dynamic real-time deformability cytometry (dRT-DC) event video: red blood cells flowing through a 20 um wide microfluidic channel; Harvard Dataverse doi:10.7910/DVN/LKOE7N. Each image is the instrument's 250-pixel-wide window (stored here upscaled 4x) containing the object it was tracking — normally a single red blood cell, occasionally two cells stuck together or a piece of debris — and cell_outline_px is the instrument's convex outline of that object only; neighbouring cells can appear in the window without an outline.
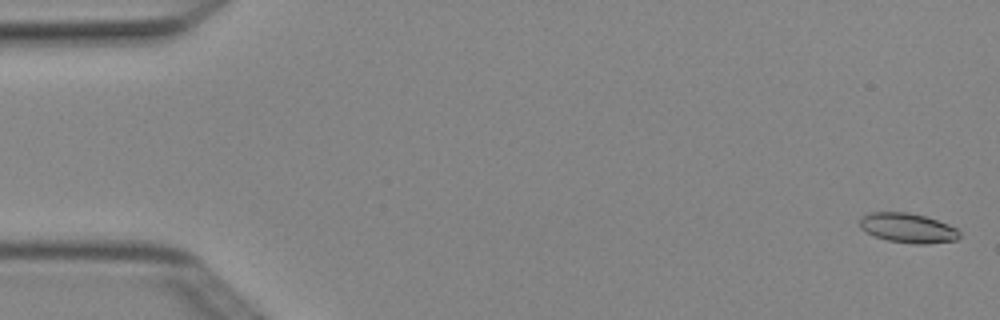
{"species": "Egyptian fruit bat (a non-hibernating species)", "species_latin": "Rousettus aegyptiacus", "temperature_condition": "cold", "stored_images_in_passage": 5, "camera_frame_rate_fps": 3000, "um_per_image_px": 0.085, "animal": {"sex": "female"}, "frame": {"image": 1, "passage_image": 1, "time_ms": 0.0, "image_size_px": [1000, 320], "cell_outline_px": [[960, 236], [956, 240], [924, 244], [916, 244], [888, 240], [876, 236], [860, 228], [860, 220], [864, 216], [872, 212], [908, 212], [924, 216], [948, 224], [956, 228], [960, 232]], "centroid_in_image_um": [77.19, 19.38], "position_along_channel_um": 7.8, "area_um2": 16.94}}
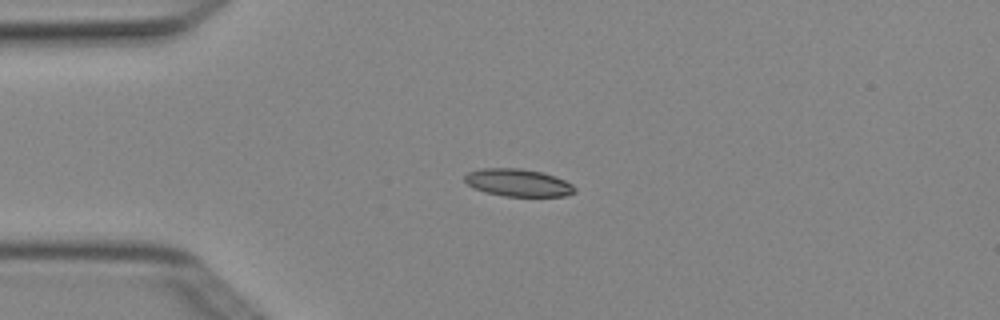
{"frame": {"image": 2, "passage_image": 4, "time_ms": 1.0, "image_size_px": [1000, 320], "cell_outline_px": [[576, 192], [564, 196], [504, 196], [484, 192], [468, 184], [464, 180], [464, 176], [468, 172], [480, 168], [520, 168], [544, 172], [556, 176], [572, 184], [576, 188]], "centroid_in_image_um": [44.05, 15.52], "position_along_channel_um": 40.9, "area_um2": 17.74}}